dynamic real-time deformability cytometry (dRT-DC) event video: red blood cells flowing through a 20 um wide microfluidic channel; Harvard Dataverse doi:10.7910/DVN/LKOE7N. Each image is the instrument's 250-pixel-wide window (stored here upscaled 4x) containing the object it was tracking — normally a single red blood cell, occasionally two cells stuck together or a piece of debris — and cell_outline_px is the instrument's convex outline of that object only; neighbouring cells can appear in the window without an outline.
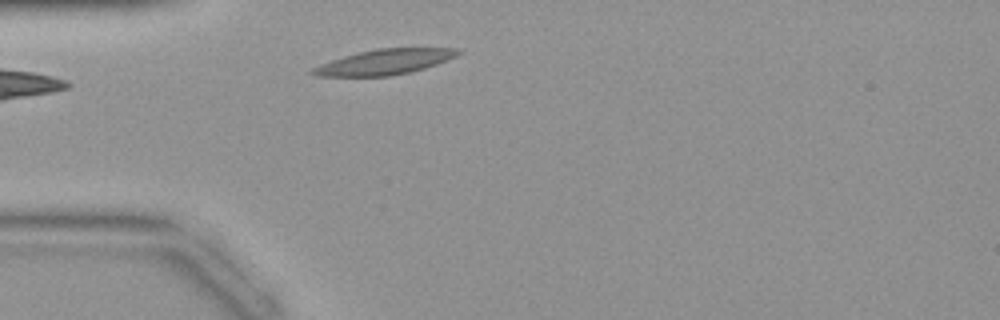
{"species": "common noctule bat (a hibernating species)", "species_latin": "Nyctalus noctula", "temperature_condition": "warm", "stored_images_in_passage": 32, "camera_frame_rate_fps": 3000, "um_per_image_px": 0.085, "animal": {"sex": "female", "body_mass_g": 19.9}, "frame": {"image": 1, "passage_image": 1, "time_ms": 0.0, "image_size_px": [1000, 320], "cell_outline_px": [[460, 52], [456, 56], [448, 60], [424, 68], [408, 72], [388, 76], [316, 76], [308, 72], [312, 68], [320, 64], [344, 56], [376, 48], [456, 48]], "centroid_in_image_um": [32.65, 5.26], "position_along_channel_um": 52.3, "area_um2": 21.15}}
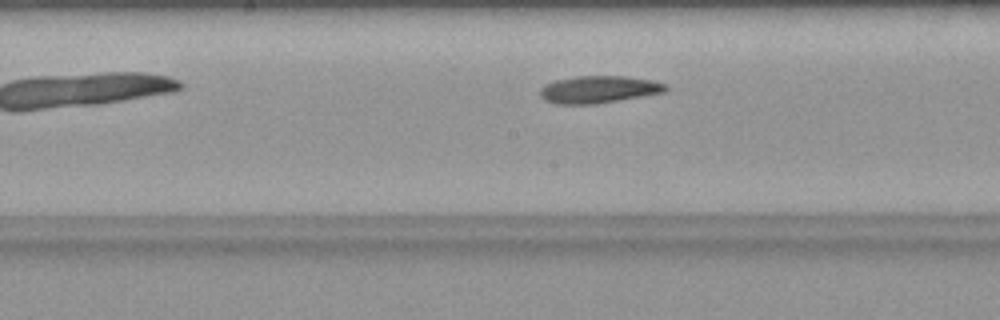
{"frame": {"image": 2, "passage_image": 11, "time_ms": 3.333, "image_size_px": [1000, 320], "cell_outline_px": [[668, 88], [664, 92], [620, 100], [596, 104], [556, 104], [544, 100], [540, 96], [540, 88], [544, 84], [556, 80], [576, 76], [628, 76], [652, 80], [664, 84]], "centroid_in_image_um": [50.85, 7.6], "position_along_channel_um": 197.4, "area_um2": 20.0}}
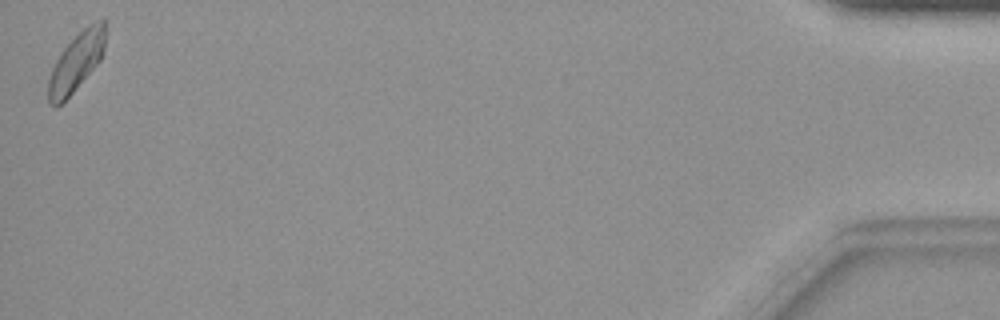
{"frame": {"image": 3, "passage_image": 32, "time_ms": 10.333, "image_size_px": [1000, 320], "cell_outline_px": [[104, 52], [100, 60], [72, 92], [56, 108], [48, 100], [48, 80], [52, 68], [60, 52], [88, 24], [104, 16]], "centroid_in_image_um": [6.48, 5.25], "position_along_channel_um": 428.7, "area_um2": 18.96}}